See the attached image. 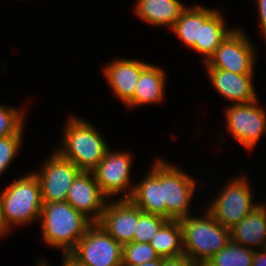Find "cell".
Segmentation results:
<instances>
[{"mask_svg": "<svg viewBox=\"0 0 266 266\" xmlns=\"http://www.w3.org/2000/svg\"><path fill=\"white\" fill-rule=\"evenodd\" d=\"M163 266H198L190 257L184 255L163 258Z\"/></svg>", "mask_w": 266, "mask_h": 266, "instance_id": "83f0119b", "label": "cell"}, {"mask_svg": "<svg viewBox=\"0 0 266 266\" xmlns=\"http://www.w3.org/2000/svg\"><path fill=\"white\" fill-rule=\"evenodd\" d=\"M195 185V180L182 169L163 161V203H166L167 219L180 220L188 216Z\"/></svg>", "mask_w": 266, "mask_h": 266, "instance_id": "30bf717a", "label": "cell"}, {"mask_svg": "<svg viewBox=\"0 0 266 266\" xmlns=\"http://www.w3.org/2000/svg\"><path fill=\"white\" fill-rule=\"evenodd\" d=\"M255 53L245 33L239 29H234L206 64L211 68L236 74H253Z\"/></svg>", "mask_w": 266, "mask_h": 266, "instance_id": "52a82bcc", "label": "cell"}, {"mask_svg": "<svg viewBox=\"0 0 266 266\" xmlns=\"http://www.w3.org/2000/svg\"><path fill=\"white\" fill-rule=\"evenodd\" d=\"M214 12L202 6L186 7L171 30L192 49L196 43H200L201 26Z\"/></svg>", "mask_w": 266, "mask_h": 266, "instance_id": "ffe728a7", "label": "cell"}, {"mask_svg": "<svg viewBox=\"0 0 266 266\" xmlns=\"http://www.w3.org/2000/svg\"><path fill=\"white\" fill-rule=\"evenodd\" d=\"M179 222L182 228L184 254L198 266H204L231 240L230 229L222 226L209 211L204 217L194 218L190 215Z\"/></svg>", "mask_w": 266, "mask_h": 266, "instance_id": "277c9868", "label": "cell"}, {"mask_svg": "<svg viewBox=\"0 0 266 266\" xmlns=\"http://www.w3.org/2000/svg\"><path fill=\"white\" fill-rule=\"evenodd\" d=\"M223 15L215 11L201 26L200 43L192 48L204 55V63L214 54L224 39L234 30L225 26Z\"/></svg>", "mask_w": 266, "mask_h": 266, "instance_id": "44dd1931", "label": "cell"}, {"mask_svg": "<svg viewBox=\"0 0 266 266\" xmlns=\"http://www.w3.org/2000/svg\"><path fill=\"white\" fill-rule=\"evenodd\" d=\"M159 258L150 243L131 242L123 245L122 265L138 266Z\"/></svg>", "mask_w": 266, "mask_h": 266, "instance_id": "d4e9b609", "label": "cell"}, {"mask_svg": "<svg viewBox=\"0 0 266 266\" xmlns=\"http://www.w3.org/2000/svg\"><path fill=\"white\" fill-rule=\"evenodd\" d=\"M105 198L93 172L81 171L73 180L66 201L87 218L92 214L91 221L97 223L108 203Z\"/></svg>", "mask_w": 266, "mask_h": 266, "instance_id": "4fadbf2b", "label": "cell"}, {"mask_svg": "<svg viewBox=\"0 0 266 266\" xmlns=\"http://www.w3.org/2000/svg\"><path fill=\"white\" fill-rule=\"evenodd\" d=\"M24 112L0 105V137L22 135Z\"/></svg>", "mask_w": 266, "mask_h": 266, "instance_id": "484cf974", "label": "cell"}, {"mask_svg": "<svg viewBox=\"0 0 266 266\" xmlns=\"http://www.w3.org/2000/svg\"><path fill=\"white\" fill-rule=\"evenodd\" d=\"M168 221L169 219L163 216L146 213L140 209V217L134 232L133 242L149 243Z\"/></svg>", "mask_w": 266, "mask_h": 266, "instance_id": "cb8c5ba5", "label": "cell"}, {"mask_svg": "<svg viewBox=\"0 0 266 266\" xmlns=\"http://www.w3.org/2000/svg\"><path fill=\"white\" fill-rule=\"evenodd\" d=\"M253 248H247L232 240L216 252L204 266H252Z\"/></svg>", "mask_w": 266, "mask_h": 266, "instance_id": "603a6c76", "label": "cell"}, {"mask_svg": "<svg viewBox=\"0 0 266 266\" xmlns=\"http://www.w3.org/2000/svg\"><path fill=\"white\" fill-rule=\"evenodd\" d=\"M22 135L0 137V175L14 160L22 142Z\"/></svg>", "mask_w": 266, "mask_h": 266, "instance_id": "4316f807", "label": "cell"}, {"mask_svg": "<svg viewBox=\"0 0 266 266\" xmlns=\"http://www.w3.org/2000/svg\"><path fill=\"white\" fill-rule=\"evenodd\" d=\"M80 172L72 161L53 152L42 170L34 173L40 183L42 202L66 201L68 190Z\"/></svg>", "mask_w": 266, "mask_h": 266, "instance_id": "9c48e42d", "label": "cell"}, {"mask_svg": "<svg viewBox=\"0 0 266 266\" xmlns=\"http://www.w3.org/2000/svg\"><path fill=\"white\" fill-rule=\"evenodd\" d=\"M205 66L214 89L224 98L233 101L234 104L248 103L257 99L252 83L253 74H236L214 69L206 63Z\"/></svg>", "mask_w": 266, "mask_h": 266, "instance_id": "2e32d148", "label": "cell"}, {"mask_svg": "<svg viewBox=\"0 0 266 266\" xmlns=\"http://www.w3.org/2000/svg\"><path fill=\"white\" fill-rule=\"evenodd\" d=\"M149 243L161 258L184 255L182 228L179 220H169Z\"/></svg>", "mask_w": 266, "mask_h": 266, "instance_id": "7402d4cb", "label": "cell"}, {"mask_svg": "<svg viewBox=\"0 0 266 266\" xmlns=\"http://www.w3.org/2000/svg\"><path fill=\"white\" fill-rule=\"evenodd\" d=\"M257 7L259 12L260 24L262 27L263 36L266 40V0H257Z\"/></svg>", "mask_w": 266, "mask_h": 266, "instance_id": "f1b7e54d", "label": "cell"}, {"mask_svg": "<svg viewBox=\"0 0 266 266\" xmlns=\"http://www.w3.org/2000/svg\"><path fill=\"white\" fill-rule=\"evenodd\" d=\"M131 155L127 152H112L107 150L104 159L92 171L101 192L106 196H113L125 192L119 199H129ZM124 190V191H123Z\"/></svg>", "mask_w": 266, "mask_h": 266, "instance_id": "8fae6325", "label": "cell"}, {"mask_svg": "<svg viewBox=\"0 0 266 266\" xmlns=\"http://www.w3.org/2000/svg\"><path fill=\"white\" fill-rule=\"evenodd\" d=\"M123 246L93 223L70 254L88 266H122Z\"/></svg>", "mask_w": 266, "mask_h": 266, "instance_id": "5b68a950", "label": "cell"}, {"mask_svg": "<svg viewBox=\"0 0 266 266\" xmlns=\"http://www.w3.org/2000/svg\"><path fill=\"white\" fill-rule=\"evenodd\" d=\"M231 240L247 248H266V205L257 206L241 222L230 229Z\"/></svg>", "mask_w": 266, "mask_h": 266, "instance_id": "e0dca14e", "label": "cell"}, {"mask_svg": "<svg viewBox=\"0 0 266 266\" xmlns=\"http://www.w3.org/2000/svg\"><path fill=\"white\" fill-rule=\"evenodd\" d=\"M64 129L63 146L56 152L81 171L92 172L104 159L109 146L89 122L73 117Z\"/></svg>", "mask_w": 266, "mask_h": 266, "instance_id": "3957f363", "label": "cell"}, {"mask_svg": "<svg viewBox=\"0 0 266 266\" xmlns=\"http://www.w3.org/2000/svg\"><path fill=\"white\" fill-rule=\"evenodd\" d=\"M148 65L140 60L116 59L105 67L107 82L124 104L133 98L140 74Z\"/></svg>", "mask_w": 266, "mask_h": 266, "instance_id": "9a60e30c", "label": "cell"}, {"mask_svg": "<svg viewBox=\"0 0 266 266\" xmlns=\"http://www.w3.org/2000/svg\"><path fill=\"white\" fill-rule=\"evenodd\" d=\"M135 12L143 21L172 28L186 8L179 0H138Z\"/></svg>", "mask_w": 266, "mask_h": 266, "instance_id": "ac0fdd59", "label": "cell"}, {"mask_svg": "<svg viewBox=\"0 0 266 266\" xmlns=\"http://www.w3.org/2000/svg\"><path fill=\"white\" fill-rule=\"evenodd\" d=\"M165 73L155 65L149 64L140 74L133 98L127 106L159 103L164 98Z\"/></svg>", "mask_w": 266, "mask_h": 266, "instance_id": "d6986e66", "label": "cell"}, {"mask_svg": "<svg viewBox=\"0 0 266 266\" xmlns=\"http://www.w3.org/2000/svg\"><path fill=\"white\" fill-rule=\"evenodd\" d=\"M63 266H88L81 262H79L77 259H75L70 253H64V259H63ZM37 265H47L44 261L36 263Z\"/></svg>", "mask_w": 266, "mask_h": 266, "instance_id": "4dcf8cb0", "label": "cell"}, {"mask_svg": "<svg viewBox=\"0 0 266 266\" xmlns=\"http://www.w3.org/2000/svg\"><path fill=\"white\" fill-rule=\"evenodd\" d=\"M43 202L41 187L34 173L15 180L0 192V219L6 232L12 226L30 224L40 219Z\"/></svg>", "mask_w": 266, "mask_h": 266, "instance_id": "7a4b0ae2", "label": "cell"}, {"mask_svg": "<svg viewBox=\"0 0 266 266\" xmlns=\"http://www.w3.org/2000/svg\"><path fill=\"white\" fill-rule=\"evenodd\" d=\"M122 266H131V265H122ZM138 266H163V258L160 257L159 259Z\"/></svg>", "mask_w": 266, "mask_h": 266, "instance_id": "1f68e13d", "label": "cell"}, {"mask_svg": "<svg viewBox=\"0 0 266 266\" xmlns=\"http://www.w3.org/2000/svg\"><path fill=\"white\" fill-rule=\"evenodd\" d=\"M139 217L140 208L130 199H118L106 204L97 223L123 246L133 242Z\"/></svg>", "mask_w": 266, "mask_h": 266, "instance_id": "7c38bea8", "label": "cell"}, {"mask_svg": "<svg viewBox=\"0 0 266 266\" xmlns=\"http://www.w3.org/2000/svg\"><path fill=\"white\" fill-rule=\"evenodd\" d=\"M257 99L234 104L226 109L227 128L244 147L251 150L266 131V114Z\"/></svg>", "mask_w": 266, "mask_h": 266, "instance_id": "ba28073f", "label": "cell"}, {"mask_svg": "<svg viewBox=\"0 0 266 266\" xmlns=\"http://www.w3.org/2000/svg\"><path fill=\"white\" fill-rule=\"evenodd\" d=\"M252 266H266V248L254 250Z\"/></svg>", "mask_w": 266, "mask_h": 266, "instance_id": "f546056e", "label": "cell"}, {"mask_svg": "<svg viewBox=\"0 0 266 266\" xmlns=\"http://www.w3.org/2000/svg\"><path fill=\"white\" fill-rule=\"evenodd\" d=\"M246 181L241 176L229 182L208 207V211L225 228L231 229L259 206L252 203L253 197Z\"/></svg>", "mask_w": 266, "mask_h": 266, "instance_id": "8992f818", "label": "cell"}, {"mask_svg": "<svg viewBox=\"0 0 266 266\" xmlns=\"http://www.w3.org/2000/svg\"><path fill=\"white\" fill-rule=\"evenodd\" d=\"M154 162L145 179L132 185L129 199L143 212L166 218V203H163V160L157 159Z\"/></svg>", "mask_w": 266, "mask_h": 266, "instance_id": "5bb4252c", "label": "cell"}, {"mask_svg": "<svg viewBox=\"0 0 266 266\" xmlns=\"http://www.w3.org/2000/svg\"><path fill=\"white\" fill-rule=\"evenodd\" d=\"M40 219L43 240L64 253H70L93 224L67 201L43 203Z\"/></svg>", "mask_w": 266, "mask_h": 266, "instance_id": "6da1fadb", "label": "cell"}, {"mask_svg": "<svg viewBox=\"0 0 266 266\" xmlns=\"http://www.w3.org/2000/svg\"><path fill=\"white\" fill-rule=\"evenodd\" d=\"M6 233L7 232L3 229L2 225H1V219H0V236H3Z\"/></svg>", "mask_w": 266, "mask_h": 266, "instance_id": "d6a6232c", "label": "cell"}]
</instances>
